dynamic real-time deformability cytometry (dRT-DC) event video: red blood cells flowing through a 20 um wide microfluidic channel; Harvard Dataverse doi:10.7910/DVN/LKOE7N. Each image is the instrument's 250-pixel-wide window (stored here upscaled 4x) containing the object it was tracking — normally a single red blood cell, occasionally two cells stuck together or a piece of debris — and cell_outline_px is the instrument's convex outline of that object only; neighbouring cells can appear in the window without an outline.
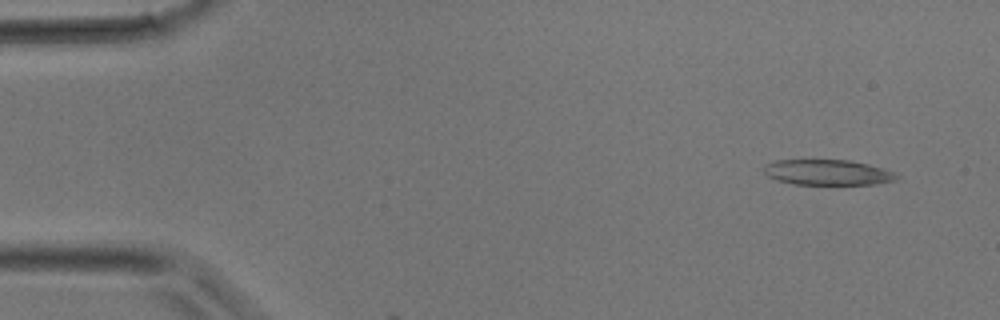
{"species": "common noctule bat (a hibernating species)", "species_latin": "Nyctalus noctula", "temperature_condition": "room temperature", "stored_images_in_passage": 3, "camera_frame_rate_fps": 3000, "um_per_image_px": 0.085, "animal": {"sex": "male", "body_mass_g": 17.9}, "frame": {"image": 1, "passage_image": 1, "time_ms": 0.0, "image_size_px": [1000, 320], "cell_outline_px": [[900, 176], [896, 180], [876, 184], [796, 184], [776, 180], [768, 176], [764, 172], [764, 168], [768, 164], [776, 160], [848, 160], [868, 164], [896, 172]], "centroid_in_image_um": [70.39, 14.65], "position_along_channel_um": 14.6, "area_um2": 19.59}}